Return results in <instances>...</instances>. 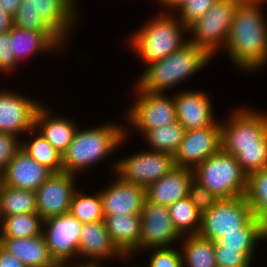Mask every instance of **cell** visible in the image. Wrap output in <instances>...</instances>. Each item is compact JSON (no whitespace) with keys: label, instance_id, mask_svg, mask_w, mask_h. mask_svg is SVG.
I'll return each instance as SVG.
<instances>
[{"label":"cell","instance_id":"cell-1","mask_svg":"<svg viewBox=\"0 0 267 267\" xmlns=\"http://www.w3.org/2000/svg\"><path fill=\"white\" fill-rule=\"evenodd\" d=\"M260 9L261 4L241 1L225 44L233 64L246 71L261 69L267 63V22Z\"/></svg>","mask_w":267,"mask_h":267},{"label":"cell","instance_id":"cell-2","mask_svg":"<svg viewBox=\"0 0 267 267\" xmlns=\"http://www.w3.org/2000/svg\"><path fill=\"white\" fill-rule=\"evenodd\" d=\"M211 59L204 49L188 42L169 56L146 65L137 86L148 93H162L196 74Z\"/></svg>","mask_w":267,"mask_h":267},{"label":"cell","instance_id":"cell-3","mask_svg":"<svg viewBox=\"0 0 267 267\" xmlns=\"http://www.w3.org/2000/svg\"><path fill=\"white\" fill-rule=\"evenodd\" d=\"M125 131L126 128L109 123L83 131L77 128L73 140L63 153V172L76 175L87 166L100 162L127 138L128 131Z\"/></svg>","mask_w":267,"mask_h":267},{"label":"cell","instance_id":"cell-4","mask_svg":"<svg viewBox=\"0 0 267 267\" xmlns=\"http://www.w3.org/2000/svg\"><path fill=\"white\" fill-rule=\"evenodd\" d=\"M141 28L130 37L129 45L147 64L169 56L189 42L181 37L188 28L172 13L160 14Z\"/></svg>","mask_w":267,"mask_h":267},{"label":"cell","instance_id":"cell-5","mask_svg":"<svg viewBox=\"0 0 267 267\" xmlns=\"http://www.w3.org/2000/svg\"><path fill=\"white\" fill-rule=\"evenodd\" d=\"M74 0H22L14 26L30 31H55L64 41L76 21Z\"/></svg>","mask_w":267,"mask_h":267},{"label":"cell","instance_id":"cell-6","mask_svg":"<svg viewBox=\"0 0 267 267\" xmlns=\"http://www.w3.org/2000/svg\"><path fill=\"white\" fill-rule=\"evenodd\" d=\"M194 179L218 199L244 196L247 174L236 157L220 149L193 170Z\"/></svg>","mask_w":267,"mask_h":267},{"label":"cell","instance_id":"cell-7","mask_svg":"<svg viewBox=\"0 0 267 267\" xmlns=\"http://www.w3.org/2000/svg\"><path fill=\"white\" fill-rule=\"evenodd\" d=\"M240 2L218 0L201 19L188 27V32L191 31L190 35H193L188 39L189 42L204 49L213 58L221 46L225 48L233 16Z\"/></svg>","mask_w":267,"mask_h":267},{"label":"cell","instance_id":"cell-8","mask_svg":"<svg viewBox=\"0 0 267 267\" xmlns=\"http://www.w3.org/2000/svg\"><path fill=\"white\" fill-rule=\"evenodd\" d=\"M236 110L228 122L220 123L221 149L235 156L239 147L267 146V113L244 107Z\"/></svg>","mask_w":267,"mask_h":267},{"label":"cell","instance_id":"cell-9","mask_svg":"<svg viewBox=\"0 0 267 267\" xmlns=\"http://www.w3.org/2000/svg\"><path fill=\"white\" fill-rule=\"evenodd\" d=\"M252 217V209L244 196L219 199L212 209L201 215L198 235L216 242L225 233L240 232Z\"/></svg>","mask_w":267,"mask_h":267},{"label":"cell","instance_id":"cell-10","mask_svg":"<svg viewBox=\"0 0 267 267\" xmlns=\"http://www.w3.org/2000/svg\"><path fill=\"white\" fill-rule=\"evenodd\" d=\"M174 167L173 155L153 150L120 159L113 164V171L122 181L147 187Z\"/></svg>","mask_w":267,"mask_h":267},{"label":"cell","instance_id":"cell-11","mask_svg":"<svg viewBox=\"0 0 267 267\" xmlns=\"http://www.w3.org/2000/svg\"><path fill=\"white\" fill-rule=\"evenodd\" d=\"M135 88L138 97L129 108L128 119L134 129L145 134L147 131L166 126L177 121L176 109L173 98H169L164 93H148Z\"/></svg>","mask_w":267,"mask_h":267},{"label":"cell","instance_id":"cell-12","mask_svg":"<svg viewBox=\"0 0 267 267\" xmlns=\"http://www.w3.org/2000/svg\"><path fill=\"white\" fill-rule=\"evenodd\" d=\"M82 223L70 212L43 220L42 234L55 261H69L78 256Z\"/></svg>","mask_w":267,"mask_h":267},{"label":"cell","instance_id":"cell-13","mask_svg":"<svg viewBox=\"0 0 267 267\" xmlns=\"http://www.w3.org/2000/svg\"><path fill=\"white\" fill-rule=\"evenodd\" d=\"M221 149V125L185 131L183 140L173 155L176 167L193 170Z\"/></svg>","mask_w":267,"mask_h":267},{"label":"cell","instance_id":"cell-14","mask_svg":"<svg viewBox=\"0 0 267 267\" xmlns=\"http://www.w3.org/2000/svg\"><path fill=\"white\" fill-rule=\"evenodd\" d=\"M141 215L139 250L168 248L170 243L182 238L175 230L168 206L144 202Z\"/></svg>","mask_w":267,"mask_h":267},{"label":"cell","instance_id":"cell-15","mask_svg":"<svg viewBox=\"0 0 267 267\" xmlns=\"http://www.w3.org/2000/svg\"><path fill=\"white\" fill-rule=\"evenodd\" d=\"M75 175L53 173L35 192L37 214L43 220L68 213L75 188Z\"/></svg>","mask_w":267,"mask_h":267},{"label":"cell","instance_id":"cell-16","mask_svg":"<svg viewBox=\"0 0 267 267\" xmlns=\"http://www.w3.org/2000/svg\"><path fill=\"white\" fill-rule=\"evenodd\" d=\"M42 104L14 92L0 91V132L19 137L23 132L33 134L36 111ZM22 132V133H21Z\"/></svg>","mask_w":267,"mask_h":267},{"label":"cell","instance_id":"cell-17","mask_svg":"<svg viewBox=\"0 0 267 267\" xmlns=\"http://www.w3.org/2000/svg\"><path fill=\"white\" fill-rule=\"evenodd\" d=\"M53 172L20 149L0 175V183L16 189L36 191Z\"/></svg>","mask_w":267,"mask_h":267},{"label":"cell","instance_id":"cell-18","mask_svg":"<svg viewBox=\"0 0 267 267\" xmlns=\"http://www.w3.org/2000/svg\"><path fill=\"white\" fill-rule=\"evenodd\" d=\"M100 191L104 216L140 214L146 200V187L117 178Z\"/></svg>","mask_w":267,"mask_h":267},{"label":"cell","instance_id":"cell-19","mask_svg":"<svg viewBox=\"0 0 267 267\" xmlns=\"http://www.w3.org/2000/svg\"><path fill=\"white\" fill-rule=\"evenodd\" d=\"M208 96L195 90L181 91L174 96L177 121L186 131L210 127L216 122Z\"/></svg>","mask_w":267,"mask_h":267},{"label":"cell","instance_id":"cell-20","mask_svg":"<svg viewBox=\"0 0 267 267\" xmlns=\"http://www.w3.org/2000/svg\"><path fill=\"white\" fill-rule=\"evenodd\" d=\"M193 179L192 170L175 166L146 187V199L155 204L169 206L188 196Z\"/></svg>","mask_w":267,"mask_h":267},{"label":"cell","instance_id":"cell-21","mask_svg":"<svg viewBox=\"0 0 267 267\" xmlns=\"http://www.w3.org/2000/svg\"><path fill=\"white\" fill-rule=\"evenodd\" d=\"M10 32V47L13 48L15 60L26 59L29 55L55 51L65 41L55 31H30L13 26ZM37 52V53H36Z\"/></svg>","mask_w":267,"mask_h":267},{"label":"cell","instance_id":"cell-22","mask_svg":"<svg viewBox=\"0 0 267 267\" xmlns=\"http://www.w3.org/2000/svg\"><path fill=\"white\" fill-rule=\"evenodd\" d=\"M78 247L79 257H86L89 261L107 260L114 256L129 257L123 255L113 244L105 227L104 221L86 223L82 225Z\"/></svg>","mask_w":267,"mask_h":267},{"label":"cell","instance_id":"cell-23","mask_svg":"<svg viewBox=\"0 0 267 267\" xmlns=\"http://www.w3.org/2000/svg\"><path fill=\"white\" fill-rule=\"evenodd\" d=\"M0 246L26 267H50L55 262L43 234L28 238L0 237Z\"/></svg>","mask_w":267,"mask_h":267},{"label":"cell","instance_id":"cell-24","mask_svg":"<svg viewBox=\"0 0 267 267\" xmlns=\"http://www.w3.org/2000/svg\"><path fill=\"white\" fill-rule=\"evenodd\" d=\"M103 221L113 244L123 255H132L139 250L140 214L104 216Z\"/></svg>","mask_w":267,"mask_h":267},{"label":"cell","instance_id":"cell-25","mask_svg":"<svg viewBox=\"0 0 267 267\" xmlns=\"http://www.w3.org/2000/svg\"><path fill=\"white\" fill-rule=\"evenodd\" d=\"M48 109L40 106L34 118V129L41 134L53 148L63 154L73 140L77 125L69 118L48 115ZM76 125V126H75Z\"/></svg>","mask_w":267,"mask_h":267},{"label":"cell","instance_id":"cell-26","mask_svg":"<svg viewBox=\"0 0 267 267\" xmlns=\"http://www.w3.org/2000/svg\"><path fill=\"white\" fill-rule=\"evenodd\" d=\"M182 241L183 267H217L214 242L200 235H185ZM185 241V242H184ZM185 263V264H184Z\"/></svg>","mask_w":267,"mask_h":267},{"label":"cell","instance_id":"cell-27","mask_svg":"<svg viewBox=\"0 0 267 267\" xmlns=\"http://www.w3.org/2000/svg\"><path fill=\"white\" fill-rule=\"evenodd\" d=\"M37 213L36 192L0 183V219L10 215Z\"/></svg>","mask_w":267,"mask_h":267},{"label":"cell","instance_id":"cell-28","mask_svg":"<svg viewBox=\"0 0 267 267\" xmlns=\"http://www.w3.org/2000/svg\"><path fill=\"white\" fill-rule=\"evenodd\" d=\"M261 239H267V226L253 216L240 232L225 233L216 243L222 248L255 249Z\"/></svg>","mask_w":267,"mask_h":267},{"label":"cell","instance_id":"cell-29","mask_svg":"<svg viewBox=\"0 0 267 267\" xmlns=\"http://www.w3.org/2000/svg\"><path fill=\"white\" fill-rule=\"evenodd\" d=\"M43 219L37 213L10 215L0 219V237L28 238L42 234Z\"/></svg>","mask_w":267,"mask_h":267},{"label":"cell","instance_id":"cell-30","mask_svg":"<svg viewBox=\"0 0 267 267\" xmlns=\"http://www.w3.org/2000/svg\"><path fill=\"white\" fill-rule=\"evenodd\" d=\"M244 197L253 216L267 226V167L247 175Z\"/></svg>","mask_w":267,"mask_h":267},{"label":"cell","instance_id":"cell-31","mask_svg":"<svg viewBox=\"0 0 267 267\" xmlns=\"http://www.w3.org/2000/svg\"><path fill=\"white\" fill-rule=\"evenodd\" d=\"M175 230L180 236L198 235L201 226V214L188 197L168 206Z\"/></svg>","mask_w":267,"mask_h":267},{"label":"cell","instance_id":"cell-32","mask_svg":"<svg viewBox=\"0 0 267 267\" xmlns=\"http://www.w3.org/2000/svg\"><path fill=\"white\" fill-rule=\"evenodd\" d=\"M21 149L32 159L44 165L53 173L63 172V154L53 148L38 132L35 138L33 137V140L30 139V142H21Z\"/></svg>","mask_w":267,"mask_h":267},{"label":"cell","instance_id":"cell-33","mask_svg":"<svg viewBox=\"0 0 267 267\" xmlns=\"http://www.w3.org/2000/svg\"><path fill=\"white\" fill-rule=\"evenodd\" d=\"M184 127L178 122H172L166 126L151 129L144 134L150 145L151 151L166 152L174 155L178 150L185 134Z\"/></svg>","mask_w":267,"mask_h":267},{"label":"cell","instance_id":"cell-34","mask_svg":"<svg viewBox=\"0 0 267 267\" xmlns=\"http://www.w3.org/2000/svg\"><path fill=\"white\" fill-rule=\"evenodd\" d=\"M82 224L103 221V206L100 193L94 195H85L76 190L73 194L70 211Z\"/></svg>","mask_w":267,"mask_h":267},{"label":"cell","instance_id":"cell-35","mask_svg":"<svg viewBox=\"0 0 267 267\" xmlns=\"http://www.w3.org/2000/svg\"><path fill=\"white\" fill-rule=\"evenodd\" d=\"M235 157L248 175L267 167V146L239 147Z\"/></svg>","mask_w":267,"mask_h":267},{"label":"cell","instance_id":"cell-36","mask_svg":"<svg viewBox=\"0 0 267 267\" xmlns=\"http://www.w3.org/2000/svg\"><path fill=\"white\" fill-rule=\"evenodd\" d=\"M217 267H251L254 249L222 248L214 242Z\"/></svg>","mask_w":267,"mask_h":267},{"label":"cell","instance_id":"cell-37","mask_svg":"<svg viewBox=\"0 0 267 267\" xmlns=\"http://www.w3.org/2000/svg\"><path fill=\"white\" fill-rule=\"evenodd\" d=\"M218 0H184L175 9H178L179 20L185 27H189L201 19Z\"/></svg>","mask_w":267,"mask_h":267},{"label":"cell","instance_id":"cell-38","mask_svg":"<svg viewBox=\"0 0 267 267\" xmlns=\"http://www.w3.org/2000/svg\"><path fill=\"white\" fill-rule=\"evenodd\" d=\"M187 197L201 215L212 209L219 200L212 192L207 190L195 179L190 183Z\"/></svg>","mask_w":267,"mask_h":267},{"label":"cell","instance_id":"cell-39","mask_svg":"<svg viewBox=\"0 0 267 267\" xmlns=\"http://www.w3.org/2000/svg\"><path fill=\"white\" fill-rule=\"evenodd\" d=\"M20 149L21 141L18 136L0 132V175Z\"/></svg>","mask_w":267,"mask_h":267},{"label":"cell","instance_id":"cell-40","mask_svg":"<svg viewBox=\"0 0 267 267\" xmlns=\"http://www.w3.org/2000/svg\"><path fill=\"white\" fill-rule=\"evenodd\" d=\"M150 258L148 267H183L182 254L171 248H155Z\"/></svg>","mask_w":267,"mask_h":267},{"label":"cell","instance_id":"cell-41","mask_svg":"<svg viewBox=\"0 0 267 267\" xmlns=\"http://www.w3.org/2000/svg\"><path fill=\"white\" fill-rule=\"evenodd\" d=\"M10 45V32L0 33V72L12 71L18 64L13 54V48Z\"/></svg>","mask_w":267,"mask_h":267},{"label":"cell","instance_id":"cell-42","mask_svg":"<svg viewBox=\"0 0 267 267\" xmlns=\"http://www.w3.org/2000/svg\"><path fill=\"white\" fill-rule=\"evenodd\" d=\"M0 267H26L16 256L9 254L0 246Z\"/></svg>","mask_w":267,"mask_h":267},{"label":"cell","instance_id":"cell-43","mask_svg":"<svg viewBox=\"0 0 267 267\" xmlns=\"http://www.w3.org/2000/svg\"><path fill=\"white\" fill-rule=\"evenodd\" d=\"M13 26V16L0 6V33L10 31Z\"/></svg>","mask_w":267,"mask_h":267},{"label":"cell","instance_id":"cell-44","mask_svg":"<svg viewBox=\"0 0 267 267\" xmlns=\"http://www.w3.org/2000/svg\"><path fill=\"white\" fill-rule=\"evenodd\" d=\"M21 2L22 0H0V6L13 16Z\"/></svg>","mask_w":267,"mask_h":267},{"label":"cell","instance_id":"cell-45","mask_svg":"<svg viewBox=\"0 0 267 267\" xmlns=\"http://www.w3.org/2000/svg\"><path fill=\"white\" fill-rule=\"evenodd\" d=\"M184 0H159L160 3H162V5L164 6H168V9L173 10V8L175 9L177 6H179ZM172 8V9H171Z\"/></svg>","mask_w":267,"mask_h":267},{"label":"cell","instance_id":"cell-46","mask_svg":"<svg viewBox=\"0 0 267 267\" xmlns=\"http://www.w3.org/2000/svg\"><path fill=\"white\" fill-rule=\"evenodd\" d=\"M74 267H103V266H101L100 263L97 261L88 260V262H85V263H82V262L81 263L79 262V264L74 263Z\"/></svg>","mask_w":267,"mask_h":267},{"label":"cell","instance_id":"cell-47","mask_svg":"<svg viewBox=\"0 0 267 267\" xmlns=\"http://www.w3.org/2000/svg\"><path fill=\"white\" fill-rule=\"evenodd\" d=\"M67 262L68 261H55L50 267H74V264L71 266L70 264H67Z\"/></svg>","mask_w":267,"mask_h":267},{"label":"cell","instance_id":"cell-48","mask_svg":"<svg viewBox=\"0 0 267 267\" xmlns=\"http://www.w3.org/2000/svg\"><path fill=\"white\" fill-rule=\"evenodd\" d=\"M242 2H247V3H255V4H263L264 2L266 3L267 0H241Z\"/></svg>","mask_w":267,"mask_h":267}]
</instances>
